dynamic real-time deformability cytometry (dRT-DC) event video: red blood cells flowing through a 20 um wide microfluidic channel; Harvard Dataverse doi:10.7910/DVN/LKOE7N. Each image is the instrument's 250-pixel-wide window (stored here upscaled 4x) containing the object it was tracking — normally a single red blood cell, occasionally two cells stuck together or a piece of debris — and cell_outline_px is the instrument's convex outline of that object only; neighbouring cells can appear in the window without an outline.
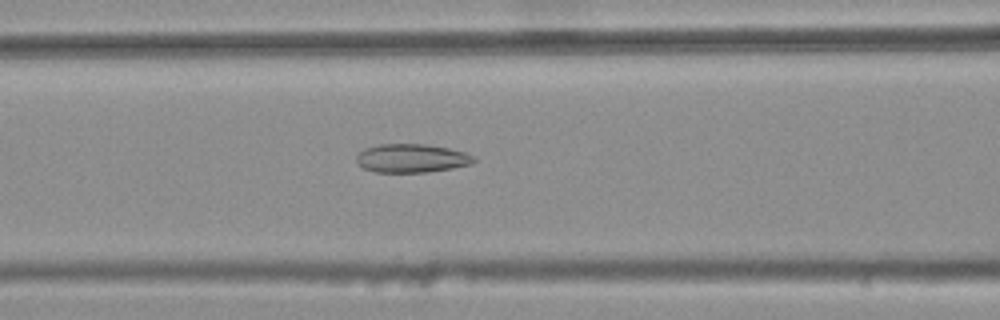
{"species": "common noctule bat (a hibernating species)", "species_latin": "Nyctalus noctula", "temperature_condition": "warm", "stored_images_in_passage": 32, "camera_frame_rate_fps": 3000, "um_per_image_px": 0.085, "animal": {"sex": "female", "body_mass_g": 25.1}, "frame": {"image": 1, "passage_image": 7, "time_ms": 2.0, "image_size_px": [1000, 320], "cell_outline_px": [[476, 160], [472, 164], [452, 168], [428, 172], [376, 172], [364, 168], [356, 160], [356, 156], [364, 148], [380, 144], [428, 144], [448, 148], [464, 152], [476, 156]], "centroid_in_image_um": [35.02, 13.44], "position_along_channel_um": 131.6, "area_um2": 19.59}}
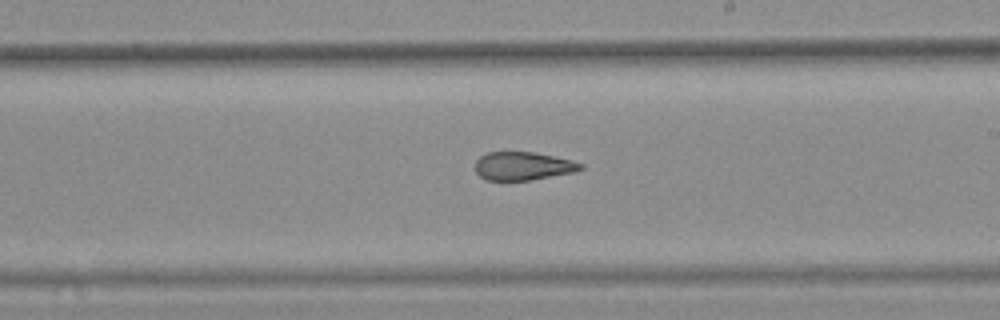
{"frame": {"image": 2, "passage_image": 16, "time_ms": 5.0, "image_size_px": [1000, 320], "cell_outline_px": [[584, 168], [576, 172], [532, 180], [488, 180], [480, 176], [476, 172], [476, 160], [480, 156], [488, 152], [532, 152], [572, 160], [584, 164]], "centroid_in_image_um": [44.49, 14.12], "position_along_channel_um": 244.5, "area_um2": 17.4}}
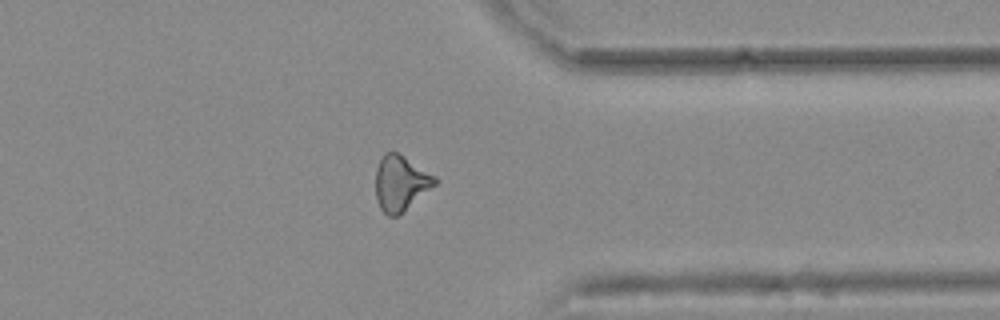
{"frame": {"image": 3, "passage_image": 27, "time_ms": 8.667, "image_size_px": [1000, 320], "cell_outline_px": [[440, 180], [436, 184], [396, 216], [388, 216], [380, 208], [376, 196], [376, 168], [384, 152], [396, 152], [436, 176]], "centroid_in_image_um": [34.05, 15.55], "position_along_channel_um": 377.4, "area_um2": 18.67}, "authors_computed_cell_mechanics": {"area_um2": 18.6405, "velocity_mm_per_s": 3.7764, "shape_relaxation_time_tau1_ms": null, "shape_relaxation_time_tau2_ms": 2.1386, "deformation_change_tau1": null, "deformation_change_tau2": 0.0937}}